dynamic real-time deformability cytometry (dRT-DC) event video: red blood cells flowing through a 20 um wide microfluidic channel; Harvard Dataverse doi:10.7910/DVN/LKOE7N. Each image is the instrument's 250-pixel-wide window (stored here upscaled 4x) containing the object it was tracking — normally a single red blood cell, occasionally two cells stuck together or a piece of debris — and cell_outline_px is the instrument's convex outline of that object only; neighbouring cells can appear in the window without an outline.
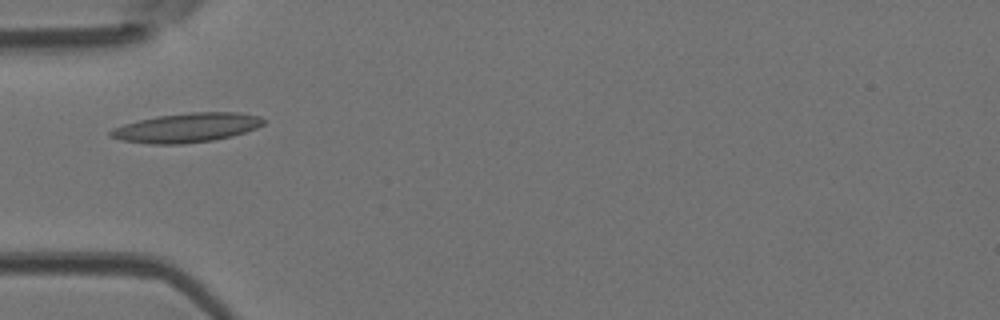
{"species": "Egyptian fruit bat (a non-hibernating species)", "species_latin": "Rousettus aegyptiacus", "temperature_condition": "room temperature", "stored_images_in_passage": 7, "camera_frame_rate_fps": 3000, "um_per_image_px": 0.085, "animal": {"sex": "female"}, "frame": {"image": 1, "passage_image": 5, "time_ms": 1.333, "image_size_px": [1000, 320], "cell_outline_px": [[268, 120], [264, 124], [256, 128], [232, 136], [212, 140], [184, 144], [148, 144], [120, 140], [108, 136], [108, 132], [112, 128], [124, 124], [156, 116], [188, 112], [240, 112], [260, 116]], "centroid_in_image_um": [15.87, 10.85], "position_along_channel_um": 69.1, "area_um2": 26.36}}
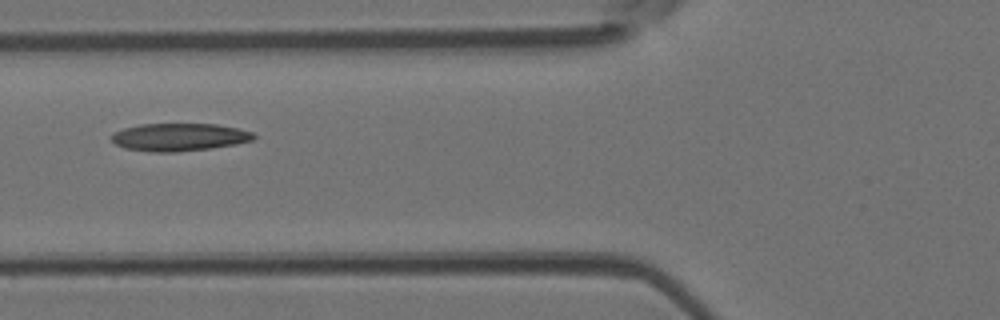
{"frame": {"image": 2, "passage_image": 6, "time_ms": 1.667, "image_size_px": [1000, 320], "cell_outline_px": [[256, 136], [252, 140], [236, 144], [212, 148], [176, 152], [148, 152], [124, 148], [116, 144], [112, 140], [112, 136], [116, 132], [124, 128], [140, 124], [216, 124], [236, 128], [252, 132]], "centroid_in_image_um": [15.23, 11.66], "position_along_channel_um": 110.6, "area_um2": 22.89}}
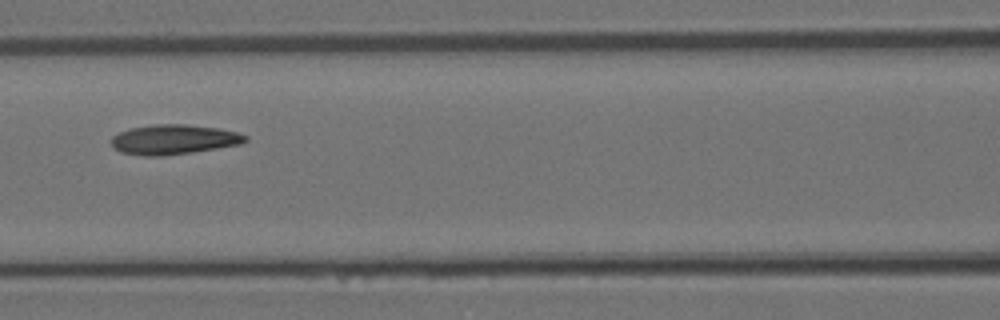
{"frame": {"image": 3, "passage_image": 7, "time_ms": 2.0, "image_size_px": [1000, 320], "cell_outline_px": [[248, 140], [240, 144], [192, 152], [160, 156], [144, 156], [120, 152], [112, 148], [112, 136], [120, 132], [132, 128], [156, 124], [184, 124], [220, 128], [236, 132], [248, 136]], "centroid_in_image_um": [14.76, 11.86], "position_along_channel_um": 151.8, "area_um2": 23.18}}